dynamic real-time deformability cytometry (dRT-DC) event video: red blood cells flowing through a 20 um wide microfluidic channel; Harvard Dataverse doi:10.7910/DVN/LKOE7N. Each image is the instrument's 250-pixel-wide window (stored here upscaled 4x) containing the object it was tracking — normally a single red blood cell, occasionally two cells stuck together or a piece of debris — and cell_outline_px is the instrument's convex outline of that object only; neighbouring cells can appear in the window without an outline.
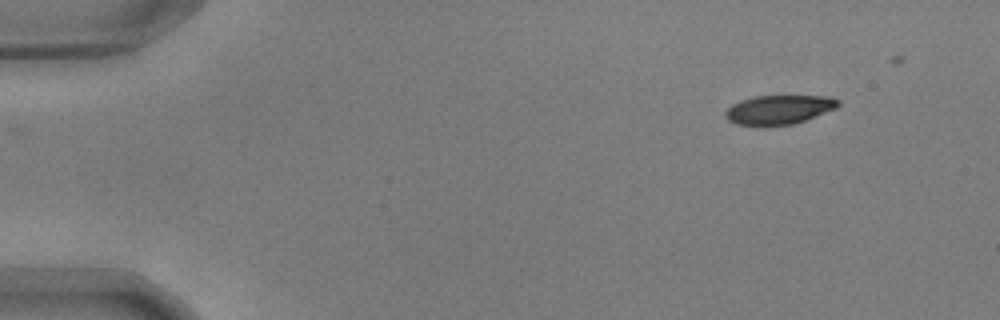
{"species": "common noctule bat (a hibernating species)", "species_latin": "Nyctalus noctula", "temperature_condition": "warm", "stored_images_in_passage": 20, "camera_frame_rate_fps": 3000, "um_per_image_px": 0.085, "animal": {"sex": "male", "body_mass_g": 17.9, "forearm_length_mm": 54.2}, "frame": {"image": 1, "passage_image": 1, "time_ms": 0.0, "image_size_px": [1000, 320], "cell_outline_px": [[840, 104], [836, 108], [804, 120], [792, 124], [736, 124], [728, 120], [724, 116], [724, 112], [732, 104], [740, 100], [756, 96], [832, 96], [840, 100]], "centroid_in_image_um": [66.22, 9.29], "position_along_channel_um": 18.8, "area_um2": 18.79}}
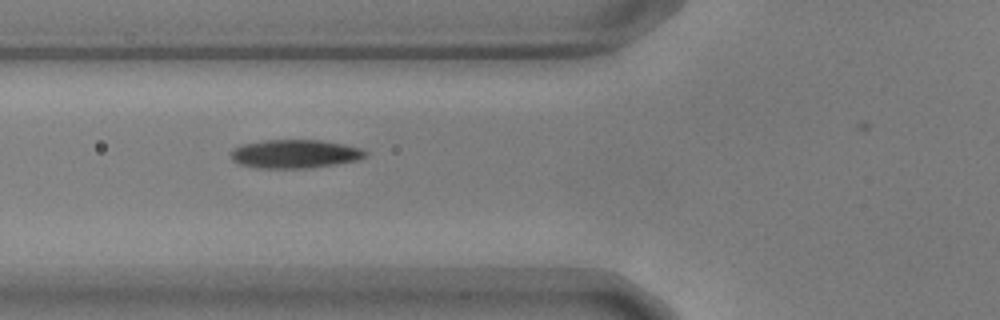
{"frame": {"image": 2, "passage_image": 16, "time_ms": 5.0, "image_size_px": [1000, 320], "cell_outline_px": [[368, 156], [356, 160], [336, 164], [308, 168], [256, 168], [240, 164], [232, 160], [232, 148], [244, 144], [264, 140], [320, 140], [344, 144], [360, 148], [368, 152]], "centroid_in_image_um": [25.08, 13.08], "position_along_channel_um": 100.7, "area_um2": 22.37}}
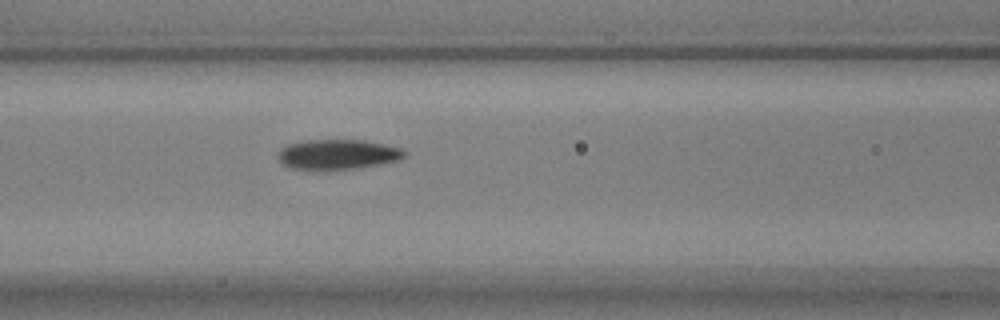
{"frame": {"image": 3, "passage_image": 19, "time_ms": 6.0, "image_size_px": [1000, 320], "cell_outline_px": [[408, 156], [400, 160], [380, 164], [356, 168], [292, 168], [284, 164], [280, 160], [280, 152], [288, 144], [308, 140], [364, 140], [384, 144], [400, 148], [408, 152]], "centroid_in_image_um": [28.83, 13.1], "position_along_channel_um": 137.8, "area_um2": 21.5}}